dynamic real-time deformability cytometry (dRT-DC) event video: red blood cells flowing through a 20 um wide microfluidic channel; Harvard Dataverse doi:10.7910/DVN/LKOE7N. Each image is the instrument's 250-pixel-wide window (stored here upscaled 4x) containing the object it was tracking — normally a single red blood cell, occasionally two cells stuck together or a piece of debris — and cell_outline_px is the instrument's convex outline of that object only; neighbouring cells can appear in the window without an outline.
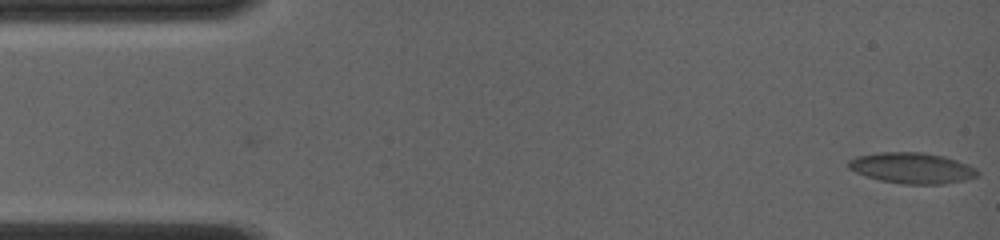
{"species": "common noctule bat (a hibernating species)", "species_latin": "Nyctalus noctula", "temperature_condition": "room temperature", "stored_images_in_passage": 55, "camera_frame_rate_fps": 4000, "um_per_image_px": 0.085, "animal": {"sex": "female", "body_mass_g": 19.0, "forearm_length_mm": 56.7}, "frame": {"image": 1, "passage_image": 1, "time_ms": 0.0, "image_size_px": [1000, 240], "cell_outline_px": [[980, 172], [976, 176], [964, 180], [944, 184], [904, 184], [880, 180], [856, 172], [848, 168], [848, 160], [856, 156], [880, 152], [924, 152], [944, 156], [968, 164], [976, 168]], "centroid_in_image_um": [77.53, 14.27], "position_along_channel_um": 7.5, "area_um2": 23.18}}
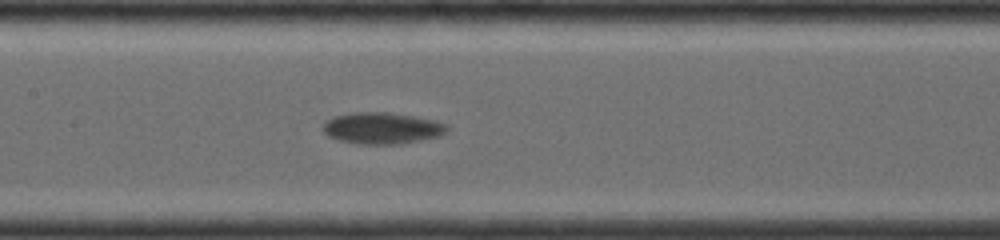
{"frame": {"image": 2, "passage_image": 31, "time_ms": 7.5, "image_size_px": [1000, 240], "cell_outline_px": [[448, 128], [440, 136], [400, 144], [360, 144], [340, 140], [328, 136], [320, 128], [328, 120], [336, 116], [352, 112], [388, 112], [436, 120], [448, 124]], "centroid_in_image_um": [32.48, 10.89], "position_along_channel_um": 174.9, "area_um2": 22.72}}
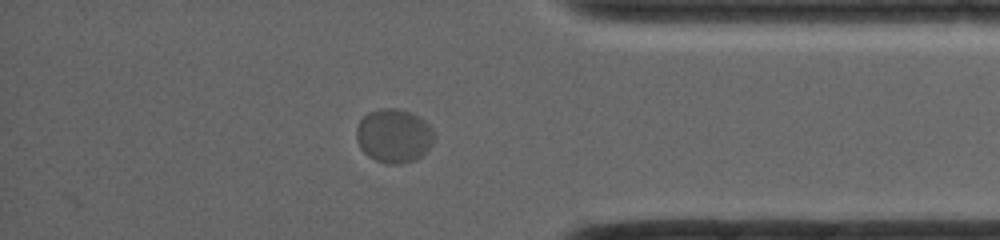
{"frame": {"image": 3, "passage_image": 55, "time_ms": 13.5, "image_size_px": [1000, 240], "cell_outline_px": [[436, 136], [432, 144], [416, 160], [400, 164], [388, 164], [376, 160], [368, 156], [360, 148], [356, 140], [356, 128], [360, 120], [368, 112], [380, 108], [396, 108], [412, 112], [420, 116], [432, 128]], "centroid_in_image_um": [33.48, 11.53], "position_along_channel_um": 401.7, "area_um2": 24.68}, "authors_computed_cell_mechanics": {"area_um2": 22.4264, "velocity_mm_per_s": 3.8929, "shape_relaxation_time_tau1_ms": 2.6592, "shape_relaxation_time_tau2_ms": null, "deformation_change_tau1": 0.1122, "deformation_change_tau2": null}}